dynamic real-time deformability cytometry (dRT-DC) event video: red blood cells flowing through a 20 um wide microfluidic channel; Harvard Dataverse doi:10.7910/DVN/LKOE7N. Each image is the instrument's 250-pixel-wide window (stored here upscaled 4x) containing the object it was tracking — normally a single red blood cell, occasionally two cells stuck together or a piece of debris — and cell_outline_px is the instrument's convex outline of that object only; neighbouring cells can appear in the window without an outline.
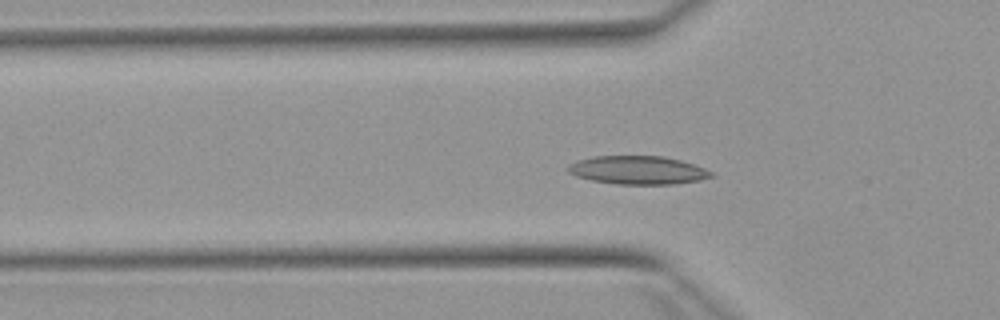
{"species": "Egyptian fruit bat (a non-hibernating species)", "species_latin": "Rousettus aegyptiacus", "temperature_condition": "warm", "stored_images_in_passage": 53, "camera_frame_rate_fps": 3000, "um_per_image_px": 0.085, "animal": {"sex": "female"}, "frame": {"image": 1, "passage_image": 17, "time_ms": 5.333, "image_size_px": [1000, 320], "cell_outline_px": [[716, 176], [700, 180], [676, 184], [616, 184], [592, 180], [576, 176], [568, 172], [564, 168], [568, 164], [576, 160], [592, 156], [664, 156], [680, 160], [704, 168], [712, 172]], "centroid_in_image_um": [54.18, 14.46], "position_along_channel_um": 71.6, "area_um2": 23.87}}
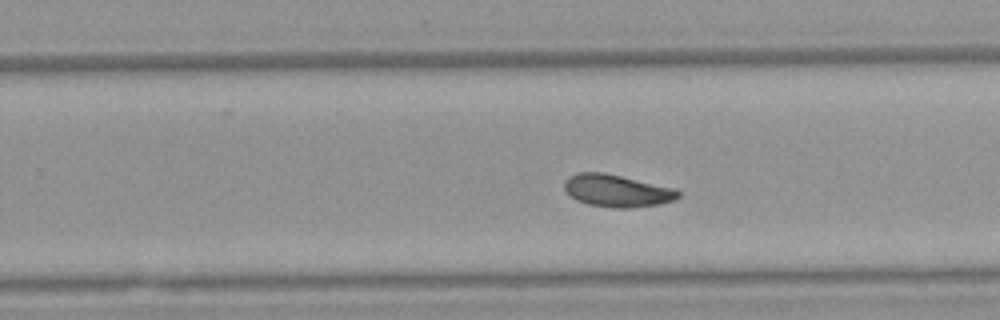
{"frame": {"image": 2, "passage_image": 33, "time_ms": 10.667, "image_size_px": [1000, 320], "cell_outline_px": [[680, 196], [672, 200], [660, 204], [628, 208], [612, 208], [588, 204], [576, 200], [564, 188], [564, 180], [568, 176], [580, 172], [604, 172], [676, 188], [680, 192]], "centroid_in_image_um": [52.44, 16.2], "position_along_channel_um": 277.4, "area_um2": 21.5}}
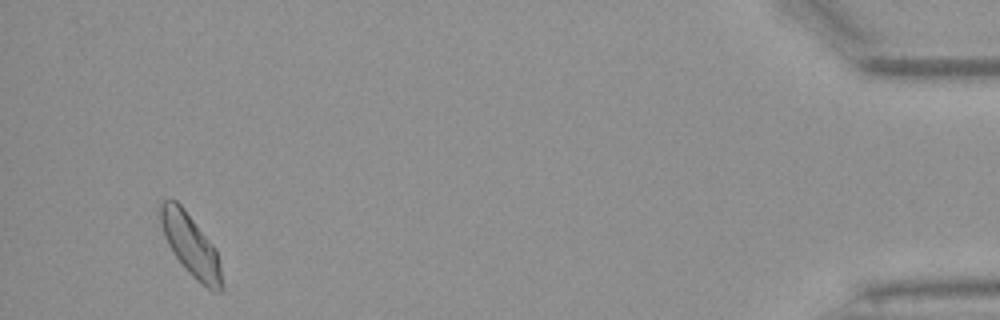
{"frame": {"image": 3, "passage_image": 50, "time_ms": 16.333, "image_size_px": [1000, 320], "cell_outline_px": [[224, 288], [220, 292], [212, 292], [196, 280], [184, 268], [168, 244], [164, 236], [160, 224], [156, 208], [164, 200], [176, 200], [184, 208], [216, 248], [224, 284]], "centroid_in_image_um": [16.2, 20.84], "position_along_channel_um": 419.0, "area_um2": 22.48}, "authors_computed_cell_mechanics": {"area_um2": 21.6172, "velocity_mm_per_s": 3.8778, "shape_relaxation_time_tau1_ms": 4.0747, "shape_relaxation_time_tau2_ms": 4.7408, "deformation_change_tau1": 0.1114, "deformation_change_tau2": 0.1004}}